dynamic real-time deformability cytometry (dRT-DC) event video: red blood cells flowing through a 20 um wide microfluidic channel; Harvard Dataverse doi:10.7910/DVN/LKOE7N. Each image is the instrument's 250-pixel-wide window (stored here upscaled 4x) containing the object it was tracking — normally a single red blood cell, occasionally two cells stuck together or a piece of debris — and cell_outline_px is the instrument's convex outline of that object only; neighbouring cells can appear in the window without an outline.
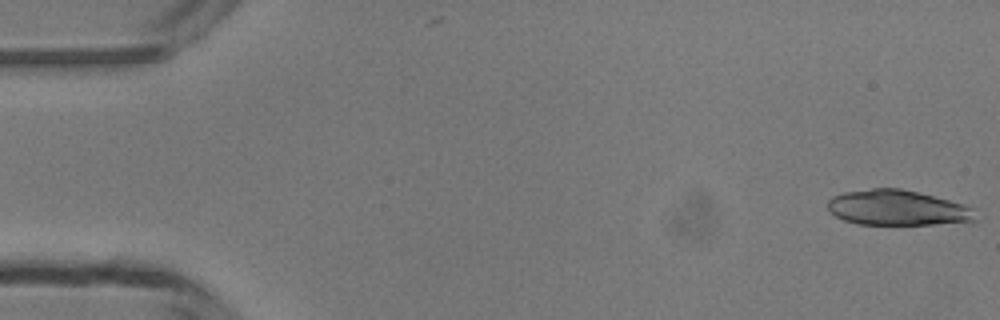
{"species": "common noctule bat (a hibernating species)", "species_latin": "Nyctalus noctula", "temperature_condition": "room temperature", "stored_images_in_passage": 14, "camera_frame_rate_fps": 3000, "um_per_image_px": 0.085, "animal": {"sex": "male", "body_mass_g": 13.3}, "frame": {"image": 1, "passage_image": 1, "time_ms": 0.0, "image_size_px": [1000, 320], "cell_outline_px": [[976, 220], [972, 224], [860, 224], [844, 220], [836, 216], [828, 208], [828, 200], [832, 196], [844, 192], [872, 188], [900, 188], [964, 204], [976, 208]], "centroid_in_image_um": [76.38, 17.68], "position_along_channel_um": 8.6, "area_um2": 30.69}}